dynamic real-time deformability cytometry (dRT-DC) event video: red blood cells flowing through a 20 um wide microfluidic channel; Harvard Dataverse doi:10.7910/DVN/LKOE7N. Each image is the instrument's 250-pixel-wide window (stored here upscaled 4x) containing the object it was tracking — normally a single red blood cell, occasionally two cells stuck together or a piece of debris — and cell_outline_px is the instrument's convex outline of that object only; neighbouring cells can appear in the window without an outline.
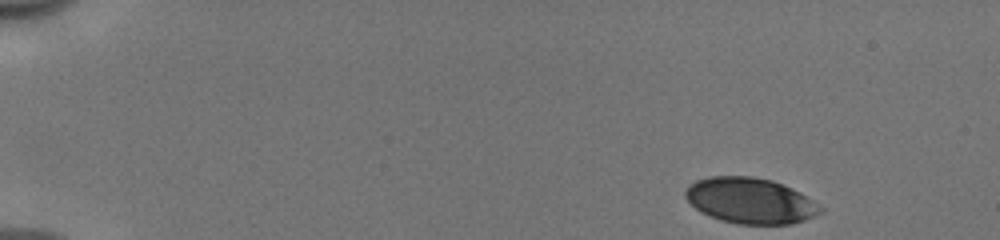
{"species": "human", "species_latin": "Homo sapiens", "temperature_condition": "cold", "stored_images_in_passage": 48, "camera_frame_rate_fps": 3000, "um_per_image_px": 0.085, "donor": {"sex": "male"}, "frame": {"image": 1, "passage_image": 1, "time_ms": 0.0, "image_size_px": [1000, 240], "cell_outline_px": [[824, 212], [816, 216], [792, 224], [736, 224], [720, 220], [700, 212], [684, 196], [684, 192], [688, 184], [696, 180], [708, 176], [752, 176], [772, 180], [800, 192], [824, 208]], "centroid_in_image_um": [63.77, 17.06], "position_along_channel_um": 21.2, "area_um2": 36.24}}
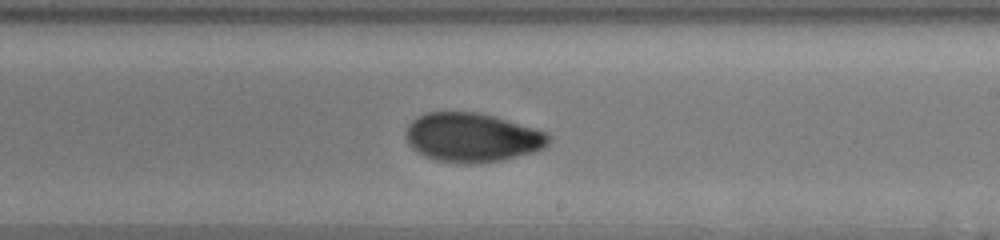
{"frame": {"image": 2, "passage_image": 28, "time_ms": 9.0, "image_size_px": [1000, 240], "cell_outline_px": [[552, 136], [548, 144], [544, 148], [536, 152], [504, 160], [476, 164], [460, 164], [436, 160], [424, 156], [416, 152], [408, 144], [404, 136], [408, 124], [416, 116], [424, 112], [480, 112], [496, 116], [536, 128], [548, 132]], "centroid_in_image_um": [40.15, 11.69], "position_along_channel_um": 248.9, "area_um2": 41.85}}
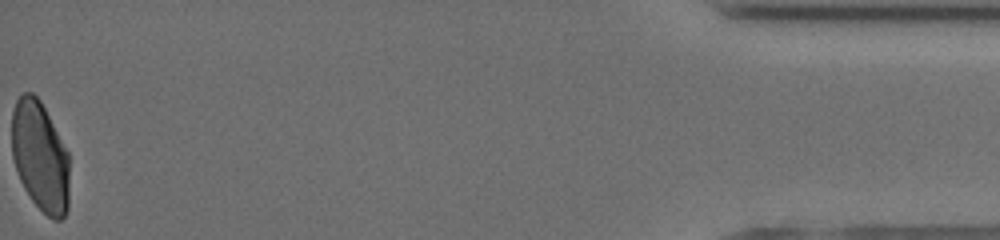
{"frame": {"image": 3, "passage_image": 48, "time_ms": 15.667, "image_size_px": [1000, 240], "cell_outline_px": [[68, 208], [64, 216], [60, 220], [52, 220], [32, 200], [24, 188], [20, 180], [12, 156], [12, 112], [16, 100], [24, 92], [32, 92], [40, 100], [68, 152]], "centroid_in_image_um": [3.4, 13.29], "position_along_channel_um": 431.8, "area_um2": 36.76}, "authors_computed_cell_mechanics": {"area_um2": 38.8994, "velocity_mm_per_s": 3.9686, "shape_relaxation_time_tau1_ms": 5.5837, "shape_relaxation_time_tau2_ms": 1.2513, "deformation_change_tau1": 0.1404, "deformation_change_tau2": 0.05}}